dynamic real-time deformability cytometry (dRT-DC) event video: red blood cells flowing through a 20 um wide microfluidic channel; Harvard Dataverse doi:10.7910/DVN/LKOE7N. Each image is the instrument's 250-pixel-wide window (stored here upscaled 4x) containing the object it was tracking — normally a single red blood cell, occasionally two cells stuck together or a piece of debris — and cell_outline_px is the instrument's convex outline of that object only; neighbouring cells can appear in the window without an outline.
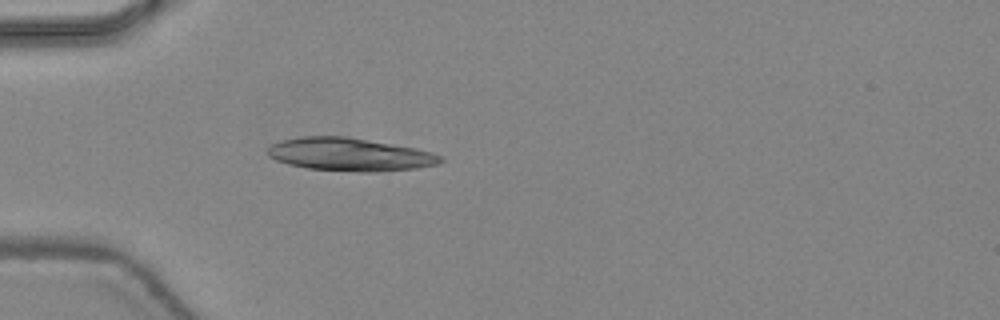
{"species": "common noctule bat (a hibernating species)", "species_latin": "Nyctalus noctula", "temperature_condition": "warm", "stored_images_in_passage": 37, "camera_frame_rate_fps": 3000, "um_per_image_px": 0.085, "animal": {"sex": "female", "body_mass_g": 24.6, "forearm_length_mm": 56.2}, "frame": {"image": 1, "passage_image": 5, "time_ms": 1.333, "image_size_px": [1000, 320], "cell_outline_px": [[444, 160], [440, 164], [416, 168], [376, 172], [360, 172], [308, 168], [288, 164], [276, 160], [268, 156], [268, 148], [272, 144], [284, 140], [300, 136], [344, 136], [416, 148], [432, 152], [444, 156]], "centroid_in_image_um": [29.77, 13.13], "position_along_channel_um": 55.2, "area_um2": 33.23}}